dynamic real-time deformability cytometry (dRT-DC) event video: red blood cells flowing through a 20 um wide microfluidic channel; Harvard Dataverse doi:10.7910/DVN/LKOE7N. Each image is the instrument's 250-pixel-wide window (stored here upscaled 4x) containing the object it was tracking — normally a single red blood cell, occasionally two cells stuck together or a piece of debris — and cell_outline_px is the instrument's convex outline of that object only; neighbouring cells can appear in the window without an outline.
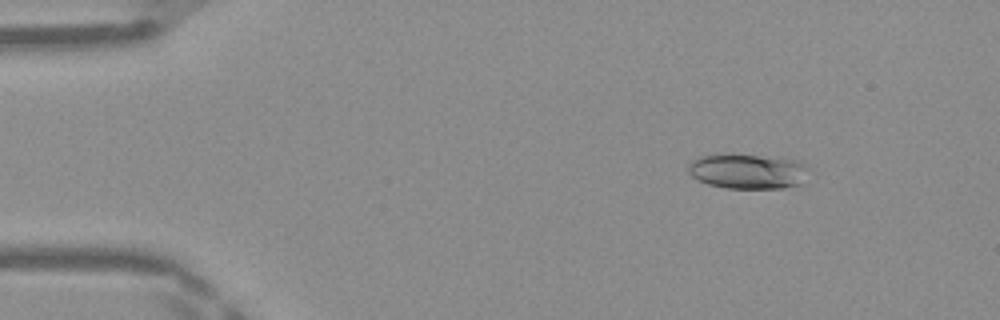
{"species": "Egyptian fruit bat (a non-hibernating species)", "species_latin": "Rousettus aegyptiacus", "temperature_condition": "warm", "stored_images_in_passage": 49, "camera_frame_rate_fps": 3000, "um_per_image_px": 0.085, "frame": {"image": 1, "passage_image": 7, "time_ms": 2.0, "image_size_px": [1000, 320], "cell_outline_px": [[808, 168], [800, 184], [784, 188], [728, 188], [708, 184], [692, 176], [688, 172], [688, 164], [692, 160], [700, 156], [728, 152], [780, 156], [800, 160]], "centroid_in_image_um": [63.55, 14.5], "position_along_channel_um": 21.4, "area_um2": 25.32}}
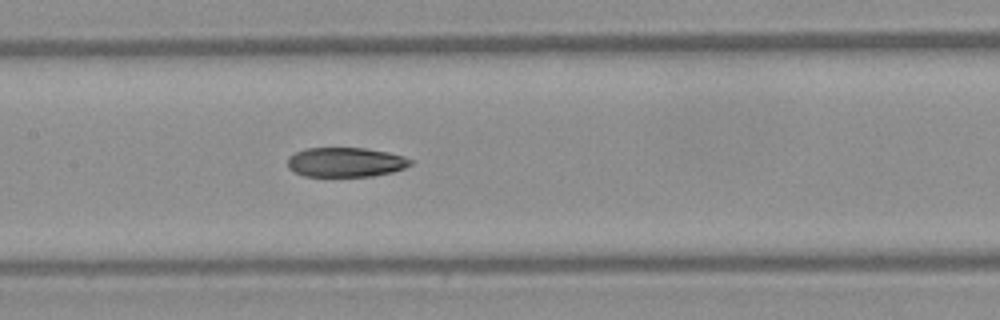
{"frame": {"image": 2, "passage_image": 24, "time_ms": 7.667, "image_size_px": [1000, 320], "cell_outline_px": [[412, 164], [404, 168], [392, 172], [372, 176], [304, 176], [292, 172], [288, 168], [288, 156], [304, 148], [364, 148], [388, 152], [404, 156], [412, 160]], "centroid_in_image_um": [29.35, 13.79], "position_along_channel_um": 178.0, "area_um2": 21.27}}
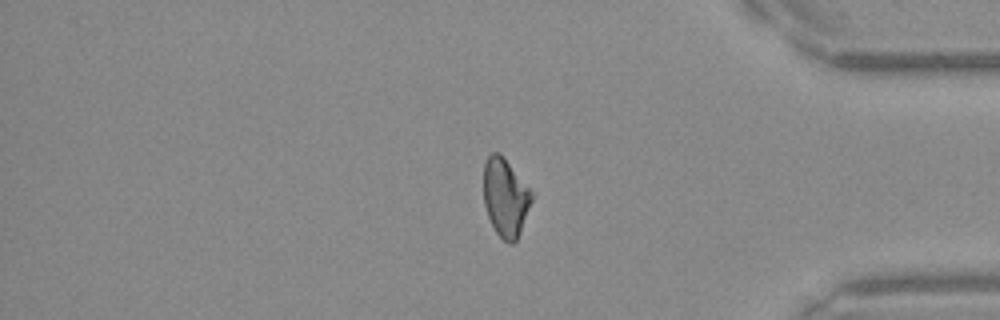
{"frame": {"image": 3, "passage_image": 41, "time_ms": 13.333, "image_size_px": [1000, 320], "cell_outline_px": [[532, 200], [520, 232], [516, 240], [512, 244], [508, 244], [496, 232], [488, 216], [484, 204], [484, 164], [488, 156], [492, 152], [500, 152], [532, 192]], "centroid_in_image_um": [42.95, 16.77], "position_along_channel_um": 392.3, "area_um2": 21.62}, "authors_computed_cell_mechanics": {"area_um2": 22.7732, "velocity_mm_per_s": 4.2035, "shape_relaxation_time_tau1_ms": null, "shape_relaxation_time_tau2_ms": 5.3409, "deformation_change_tau1": null, "deformation_change_tau2": 0.1349}}